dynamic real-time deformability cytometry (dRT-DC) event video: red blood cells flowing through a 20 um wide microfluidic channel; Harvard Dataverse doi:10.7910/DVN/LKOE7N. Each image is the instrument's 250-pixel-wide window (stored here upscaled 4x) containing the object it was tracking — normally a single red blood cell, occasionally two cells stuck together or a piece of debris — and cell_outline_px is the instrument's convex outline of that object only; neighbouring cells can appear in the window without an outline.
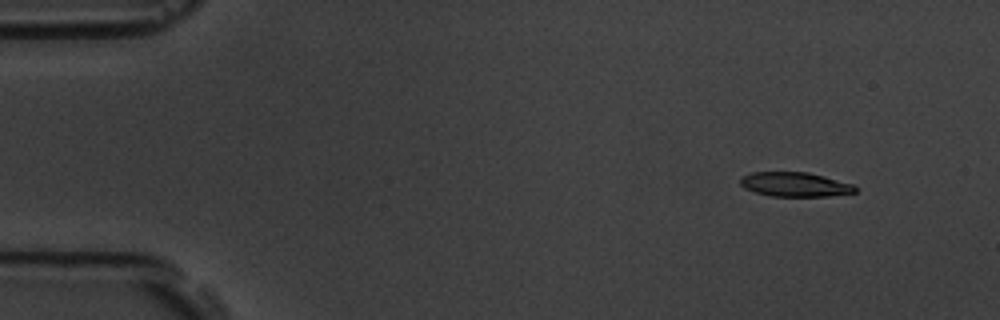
{"species": "common noctule bat (a hibernating species)", "species_latin": "Nyctalus noctula", "temperature_condition": "room temperature", "stored_images_in_passage": 5, "camera_frame_rate_fps": 3000, "um_per_image_px": 0.085, "animal": {"sex": "male", "body_mass_g": 19.5, "forearm_length_mm": 54.6}, "frame": {"image": 1, "passage_image": 2, "time_ms": 1.0, "image_size_px": [1000, 320], "cell_outline_px": [[856, 192], [828, 196], [772, 196], [756, 192], [744, 188], [740, 184], [740, 176], [752, 172], [808, 172], [824, 176], [852, 184], [856, 188]], "centroid_in_image_um": [67.54, 15.67], "position_along_channel_um": 17.5, "area_um2": 16.24}}
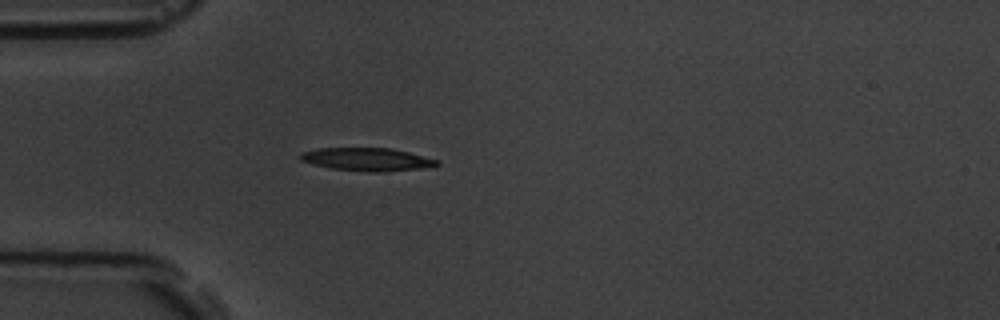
{"frame": {"image": 2, "passage_image": 5, "time_ms": 4.667, "image_size_px": [1000, 320], "cell_outline_px": [[440, 164], [416, 168], [384, 172], [368, 172], [332, 168], [312, 164], [300, 160], [300, 152], [316, 148], [392, 148], [440, 160]], "centroid_in_image_um": [31.15, 13.53], "position_along_channel_um": 53.8, "area_um2": 18.21}}